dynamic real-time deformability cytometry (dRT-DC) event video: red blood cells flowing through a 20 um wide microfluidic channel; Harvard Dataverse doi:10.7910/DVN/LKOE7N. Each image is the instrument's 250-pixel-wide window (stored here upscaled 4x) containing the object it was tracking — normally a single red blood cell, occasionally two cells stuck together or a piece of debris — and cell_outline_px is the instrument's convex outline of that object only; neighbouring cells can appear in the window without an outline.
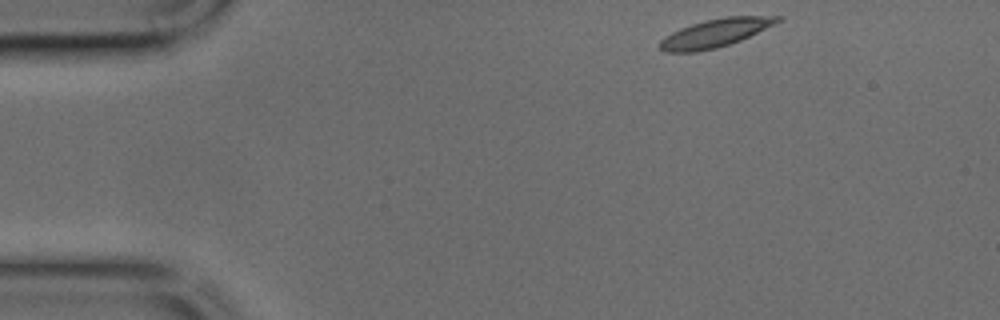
{"species": "common noctule bat (a hibernating species)", "species_latin": "Nyctalus noctula", "temperature_condition": "cold", "stored_images_in_passage": 40, "camera_frame_rate_fps": 3000, "um_per_image_px": 0.085, "animal": {"sex": "male", "body_mass_g": 17.9, "forearm_length_mm": 54.2}, "frame": {"image": 1, "passage_image": 1, "time_ms": 0.0, "image_size_px": [1000, 320], "cell_outline_px": [[784, 16], [780, 20], [740, 40], [716, 48], [696, 52], [664, 52], [660, 48], [660, 40], [672, 32], [680, 28], [692, 24], [708, 20], [728, 16]], "centroid_in_image_um": [60.74, 2.82], "position_along_channel_um": 24.3, "area_um2": 18.79}}
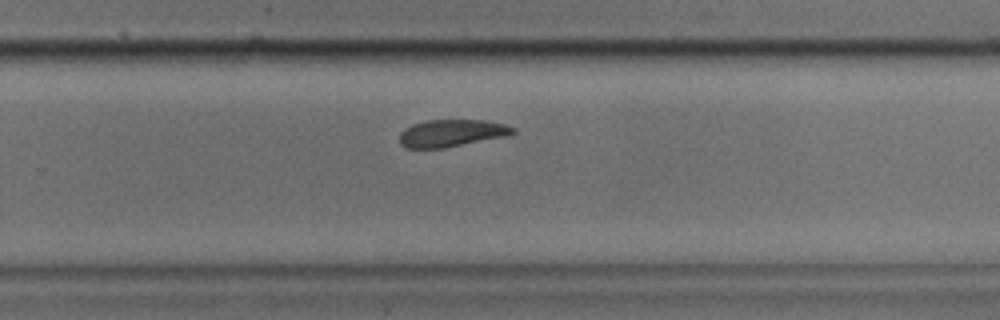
{"frame": {"image": 2, "passage_image": 24, "time_ms": 7.667, "image_size_px": [1000, 320], "cell_outline_px": [[516, 132], [508, 136], [444, 148], [404, 148], [400, 144], [400, 132], [404, 128], [412, 124], [428, 120], [484, 120], [504, 124], [516, 128]], "centroid_in_image_um": [38.39, 11.32], "position_along_channel_um": 291.4, "area_um2": 18.15}}
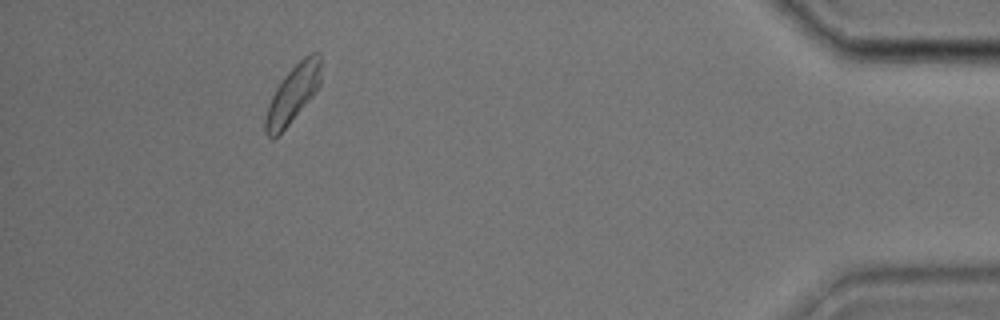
{"frame": {"image": 3, "passage_image": 36, "time_ms": 11.667, "image_size_px": [1000, 320], "cell_outline_px": [[320, 84], [316, 92], [288, 124], [272, 140], [264, 132], [264, 120], [268, 104], [276, 88], [284, 76], [304, 56], [312, 52], [320, 52]], "centroid_in_image_um": [24.88, 7.98], "position_along_channel_um": 410.3, "area_um2": 18.32}}